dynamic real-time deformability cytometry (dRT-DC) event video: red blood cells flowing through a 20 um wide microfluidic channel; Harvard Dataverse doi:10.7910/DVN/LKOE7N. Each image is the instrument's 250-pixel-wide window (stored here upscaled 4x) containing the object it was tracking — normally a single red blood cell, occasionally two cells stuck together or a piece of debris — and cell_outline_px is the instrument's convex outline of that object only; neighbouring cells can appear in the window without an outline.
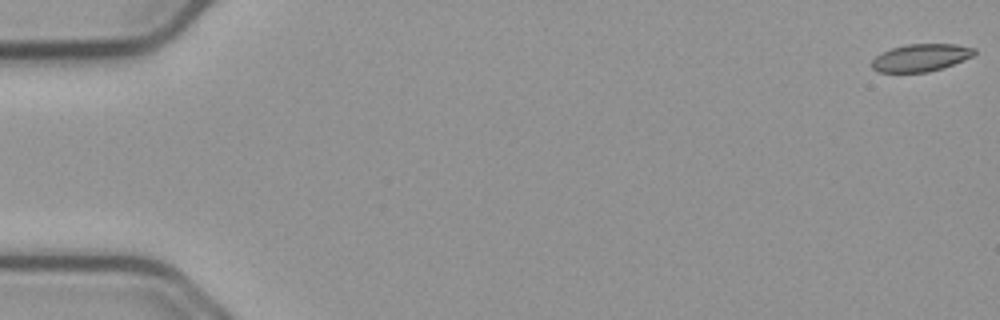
{"species": "common noctule bat (a hibernating species)", "species_latin": "Nyctalus noctula", "temperature_condition": "cold", "stored_images_in_passage": 56, "camera_frame_rate_fps": 3000, "um_per_image_px": 0.085, "animal": {"sex": "male", "body_mass_g": 23.1, "forearm_length_mm": 52.7}, "frame": {"image": 1, "passage_image": 1, "time_ms": 0.0, "image_size_px": [1000, 320], "cell_outline_px": [[976, 52], [972, 56], [964, 60], [928, 72], [876, 72], [872, 68], [872, 60], [880, 52], [892, 48], [908, 44], [956, 44], [976, 48]], "centroid_in_image_um": [78.25, 4.89], "position_along_channel_um": 6.7, "area_um2": 16.36}}
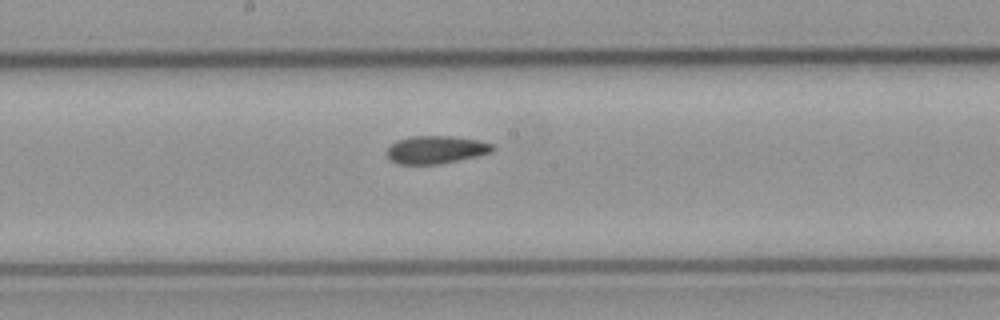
{"frame": {"image": 2, "passage_image": 30, "time_ms": 9.667, "image_size_px": [1000, 320], "cell_outline_px": [[496, 148], [492, 152], [476, 156], [440, 164], [400, 164], [392, 160], [388, 156], [388, 148], [396, 140], [412, 136], [452, 136], [480, 140], [496, 144]], "centroid_in_image_um": [37.12, 12.71], "position_along_channel_um": 211.1, "area_um2": 17.17}}
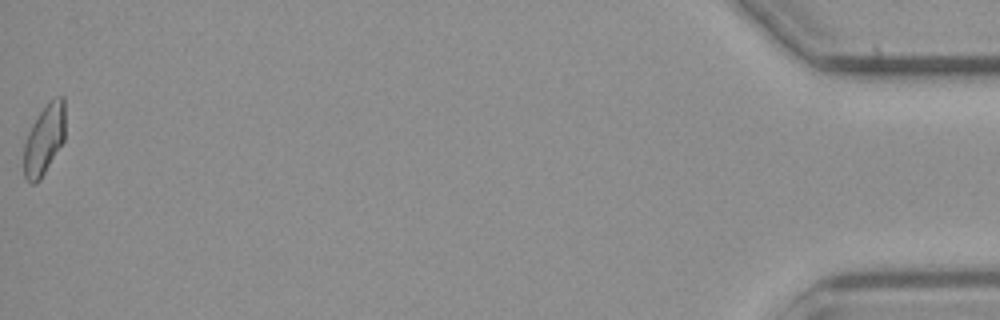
{"frame": {"image": 3, "passage_image": 56, "time_ms": 18.333, "image_size_px": [1000, 320], "cell_outline_px": [[64, 140], [40, 180], [36, 184], [32, 184], [24, 176], [24, 144], [28, 132], [32, 124], [40, 112], [56, 96], [64, 96]], "centroid_in_image_um": [3.75, 11.89], "position_along_channel_um": 431.5, "area_um2": 16.65}, "authors_computed_cell_mechanics": {"area_um2": 17.2244, "velocity_mm_per_s": 3.7479, "shape_relaxation_time_tau1_ms": null, "shape_relaxation_time_tau2_ms": 2.283, "deformation_change_tau1": null, "deformation_change_tau2": 0.0763}}